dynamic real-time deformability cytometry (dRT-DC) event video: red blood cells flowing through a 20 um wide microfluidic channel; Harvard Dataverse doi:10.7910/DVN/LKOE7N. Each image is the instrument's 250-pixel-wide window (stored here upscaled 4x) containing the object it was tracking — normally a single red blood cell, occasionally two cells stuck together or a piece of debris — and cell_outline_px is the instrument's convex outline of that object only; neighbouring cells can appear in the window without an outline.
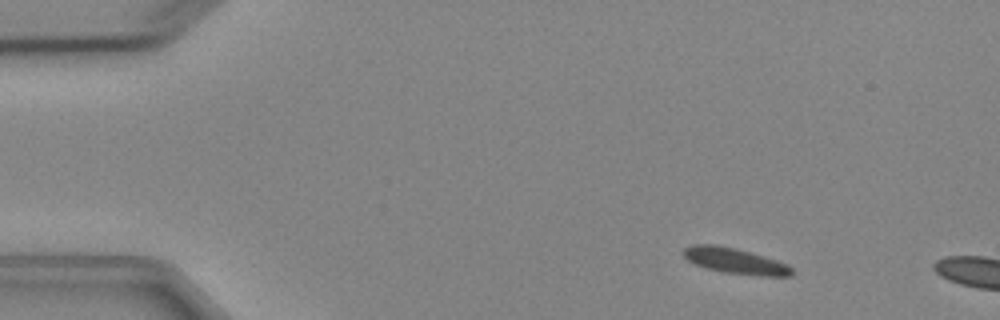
{"species": "Egyptian fruit bat (a non-hibernating species)", "species_latin": "Rousettus aegyptiacus", "temperature_condition": "cold", "stored_images_in_passage": 3, "camera_frame_rate_fps": 3000, "um_per_image_px": 0.085, "animal": {"sex": "female"}, "frame": {"image": 1, "passage_image": 1, "time_ms": 0.0, "image_size_px": [1000, 320], "cell_outline_px": [[792, 276], [760, 276], [724, 272], [708, 268], [696, 264], [688, 260], [684, 256], [684, 248], [692, 244], [716, 244], [736, 248], [776, 260], [788, 264], [792, 268]], "centroid_in_image_um": [62.5, 22.17], "position_along_channel_um": 22.5, "area_um2": 16.07}}